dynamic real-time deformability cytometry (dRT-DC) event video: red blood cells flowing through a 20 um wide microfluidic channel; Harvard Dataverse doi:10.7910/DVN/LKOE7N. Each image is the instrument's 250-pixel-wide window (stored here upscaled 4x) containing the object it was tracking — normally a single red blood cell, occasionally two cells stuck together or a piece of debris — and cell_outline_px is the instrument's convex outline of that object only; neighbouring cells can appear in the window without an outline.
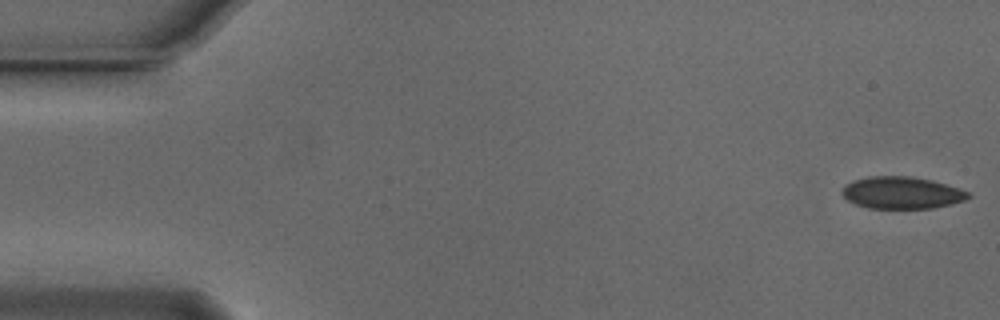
{"species": "Egyptian fruit bat (a non-hibernating species)", "species_latin": "Rousettus aegyptiacus", "temperature_condition": "cold", "stored_images_in_passage": 48, "camera_frame_rate_fps": 3000, "um_per_image_px": 0.085, "animal": {"sex": "male"}, "frame": {"image": 1, "passage_image": 1, "time_ms": 0.0, "image_size_px": [1000, 320], "cell_outline_px": [[972, 196], [964, 200], [952, 204], [932, 208], [868, 208], [856, 204], [848, 200], [840, 192], [844, 184], [852, 180], [868, 176], [908, 176], [932, 180], [968, 192]], "centroid_in_image_um": [76.6, 16.38], "position_along_channel_um": 8.4, "area_um2": 23.52}}
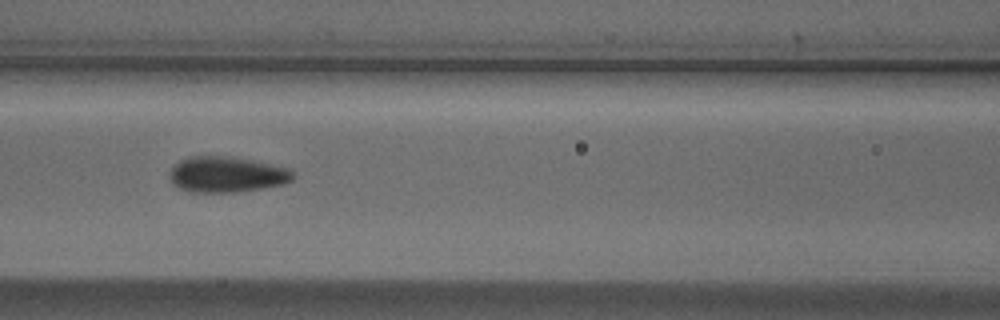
{"frame": {"image": 2, "passage_image": 23, "time_ms": 7.333, "image_size_px": [1000, 320], "cell_outline_px": [[296, 172], [292, 180], [284, 184], [236, 192], [192, 192], [180, 188], [172, 184], [168, 180], [168, 172], [172, 164], [188, 156], [224, 156], [252, 160], [288, 168]], "centroid_in_image_um": [19.21, 14.82], "position_along_channel_um": 147.4, "area_um2": 25.95}}
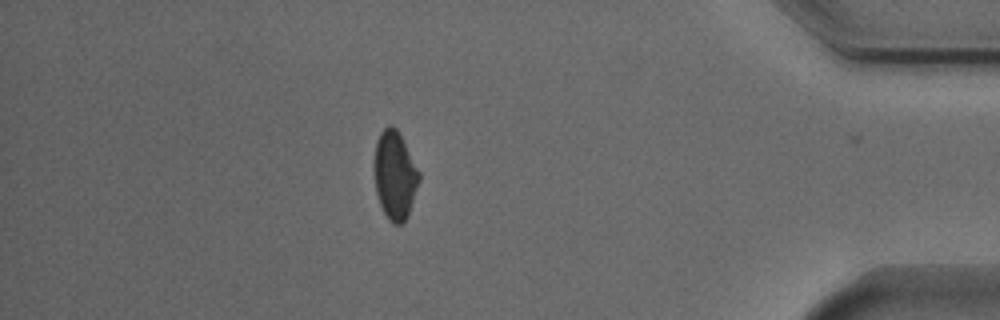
{"frame": {"image": 3, "passage_image": 47, "time_ms": 15.333, "image_size_px": [1000, 320], "cell_outline_px": [[420, 180], [408, 216], [400, 224], [392, 224], [388, 220], [380, 204], [376, 192], [372, 168], [372, 164], [376, 140], [380, 132], [388, 124], [392, 124], [400, 132], [420, 172]], "centroid_in_image_um": [33.54, 14.85], "position_along_channel_um": 401.7, "area_um2": 23.76}, "authors_computed_cell_mechanics": {"area_um2": 24.3627, "velocity_mm_per_s": 3.7374, "shape_relaxation_time_tau1_ms": 4.2225, "shape_relaxation_time_tau2_ms": 1.4587, "deformation_change_tau1": 0.0967, "deformation_change_tau2": 0.0621}}